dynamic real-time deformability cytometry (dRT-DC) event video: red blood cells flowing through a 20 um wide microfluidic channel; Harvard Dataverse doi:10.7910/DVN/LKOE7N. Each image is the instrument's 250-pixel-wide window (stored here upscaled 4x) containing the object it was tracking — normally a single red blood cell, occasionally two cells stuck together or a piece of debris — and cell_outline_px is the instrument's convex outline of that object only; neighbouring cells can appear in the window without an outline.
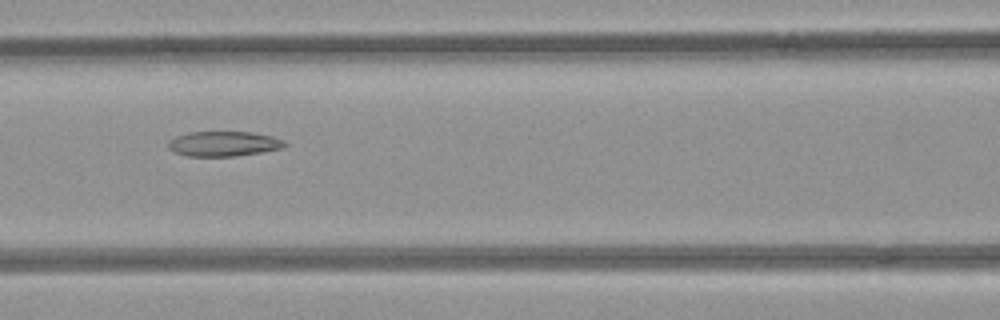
{"species": "common noctule bat (a hibernating species)", "species_latin": "Nyctalus noctula", "temperature_condition": "room temperature", "stored_images_in_passage": 8, "camera_frame_rate_fps": 3000, "um_per_image_px": 0.085, "animal": {"sex": "female", "body_mass_g": 21.9}, "frame": {"image": 1, "passage_image": 6, "time_ms": 1.667, "image_size_px": [1000, 320], "cell_outline_px": [[288, 144], [280, 148], [260, 152], [236, 156], [188, 156], [176, 152], [168, 148], [168, 140], [176, 136], [188, 132], [252, 132], [272, 136], [284, 140]], "centroid_in_image_um": [19.0, 12.21], "position_along_channel_um": 147.6, "area_um2": 16.88}}
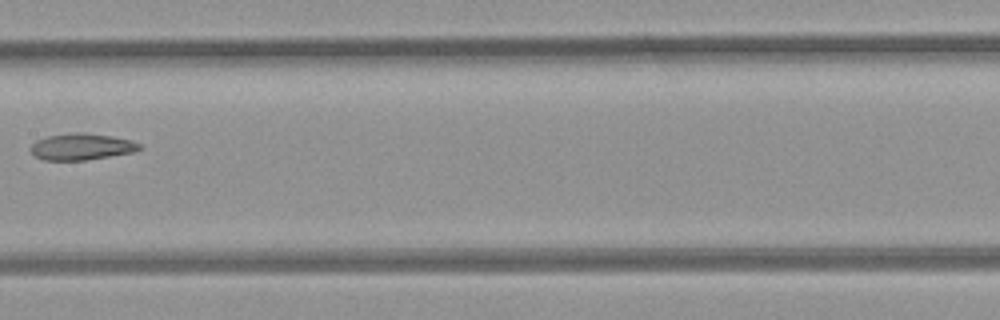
{"frame": {"image": 2, "passage_image": 7, "time_ms": 2.0, "image_size_px": [1000, 320], "cell_outline_px": [[144, 148], [132, 152], [84, 160], [44, 160], [32, 156], [28, 148], [36, 140], [48, 136], [80, 132], [112, 136], [132, 140], [140, 144]], "centroid_in_image_um": [6.89, 12.47], "position_along_channel_um": 200.5, "area_um2": 16.82}}
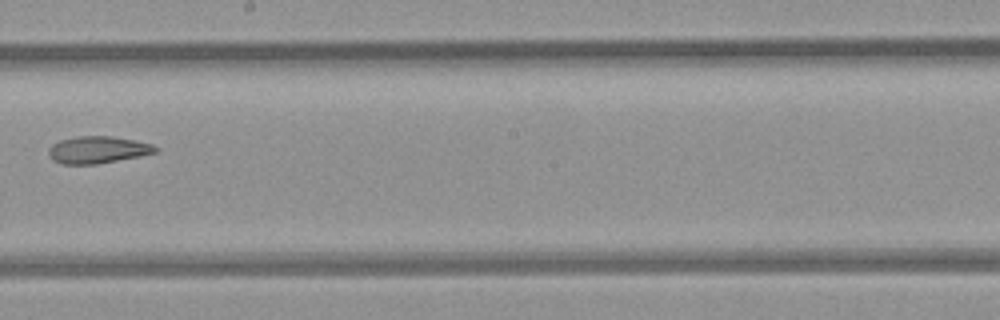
{"frame": {"image": 3, "passage_image": 8, "time_ms": 2.333, "image_size_px": [1000, 320], "cell_outline_px": [[160, 148], [156, 152], [140, 156], [96, 164], [60, 164], [52, 160], [48, 156], [48, 148], [52, 144], [60, 140], [80, 136], [112, 136], [152, 144]], "centroid_in_image_um": [8.27, 12.74], "position_along_channel_um": 239.9, "area_um2": 16.88}}